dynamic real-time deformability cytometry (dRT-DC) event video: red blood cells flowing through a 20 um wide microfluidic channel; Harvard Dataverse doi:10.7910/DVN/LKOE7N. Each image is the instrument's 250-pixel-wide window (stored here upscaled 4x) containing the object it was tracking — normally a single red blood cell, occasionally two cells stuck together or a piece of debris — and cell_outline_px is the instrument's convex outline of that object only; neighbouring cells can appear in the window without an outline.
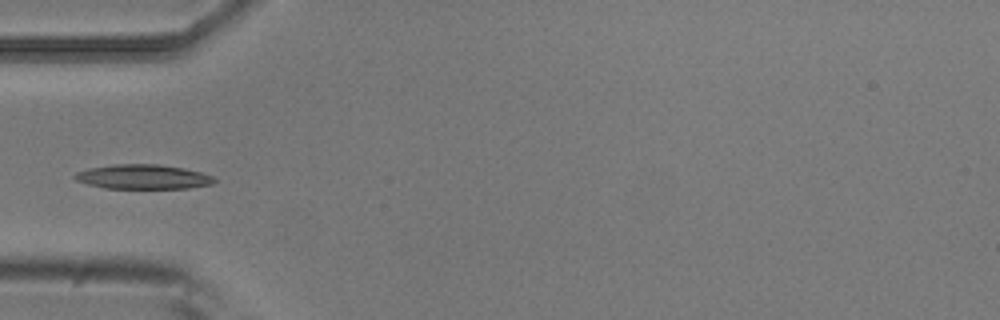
{"species": "common noctule bat (a hibernating species)", "species_latin": "Nyctalus noctula", "temperature_condition": "room temperature", "stored_images_in_passage": 4, "camera_frame_rate_fps": 3000, "um_per_image_px": 0.085, "animal": {"sex": "male", "body_mass_g": 20.5, "forearm_length_mm": 52.5}, "frame": {"image": 1, "passage_image": 3, "time_ms": 0.667, "image_size_px": [1000, 320], "cell_outline_px": [[216, 180], [212, 184], [188, 188], [104, 188], [88, 184], [76, 180], [72, 176], [76, 172], [88, 168], [112, 164], [160, 164], [184, 168], [200, 172], [212, 176]], "centroid_in_image_um": [12.13, 15.02], "position_along_channel_um": 72.9, "area_um2": 19.94}}
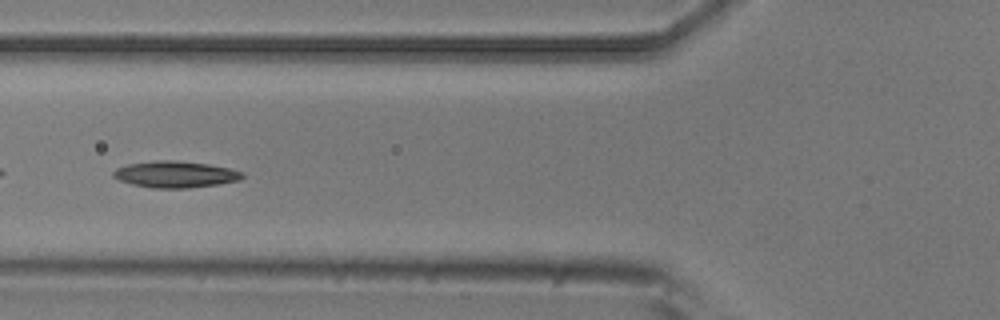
{"frame": {"image": 2, "passage_image": 4, "time_ms": 1.0, "image_size_px": [1000, 320], "cell_outline_px": [[244, 176], [240, 180], [220, 184], [188, 188], [152, 188], [132, 184], [120, 180], [112, 176], [112, 172], [116, 168], [128, 164], [156, 160], [172, 160], [208, 164], [228, 168], [244, 172]], "centroid_in_image_um": [14.91, 14.82], "position_along_channel_um": 110.9, "area_um2": 19.94}}